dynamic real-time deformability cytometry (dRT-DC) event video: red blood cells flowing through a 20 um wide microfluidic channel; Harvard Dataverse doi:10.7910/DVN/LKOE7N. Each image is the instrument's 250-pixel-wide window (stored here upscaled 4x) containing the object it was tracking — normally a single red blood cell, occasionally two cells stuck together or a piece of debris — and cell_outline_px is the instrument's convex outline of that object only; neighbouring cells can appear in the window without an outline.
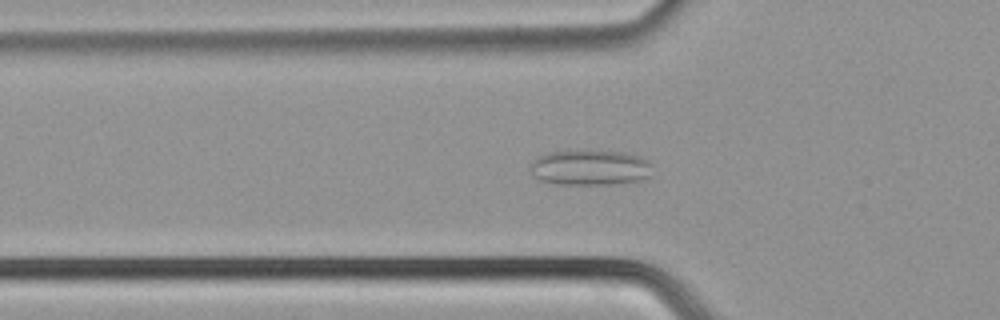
{"species": "common noctule bat (a hibernating species)", "species_latin": "Nyctalus noctula", "temperature_condition": "cold", "stored_images_in_passage": 51, "camera_frame_rate_fps": 3000, "um_per_image_px": 0.085, "animal": {"sex": "male", "body_mass_g": 21.5, "forearm_length_mm": 52.0}, "frame": {"image": 1, "passage_image": 17, "time_ms": 5.333, "image_size_px": [1000, 320], "cell_outline_px": [[652, 164], [648, 176], [644, 180], [616, 184], [556, 184], [540, 180], [532, 176], [528, 168], [532, 160], [536, 156], [548, 152], [584, 148], [624, 152], [640, 156], [648, 160]], "centroid_in_image_um": [50.1, 14.21], "position_along_channel_um": 75.7, "area_um2": 26.3}}
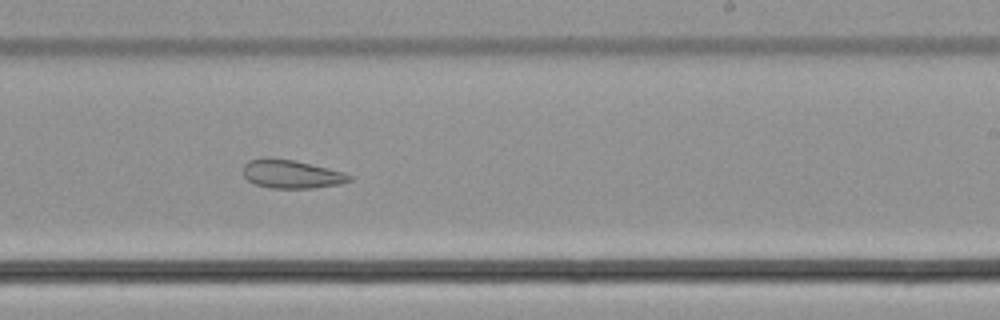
{"frame": {"image": 2, "passage_image": 31, "time_ms": 10.0, "image_size_px": [1000, 320], "cell_outline_px": [[352, 180], [340, 184], [316, 188], [272, 188], [256, 184], [248, 180], [244, 176], [244, 164], [248, 160], [268, 156], [292, 160], [328, 168], [344, 172], [352, 176]], "centroid_in_image_um": [24.77, 14.79], "position_along_channel_um": 264.2, "area_um2": 17.69}}
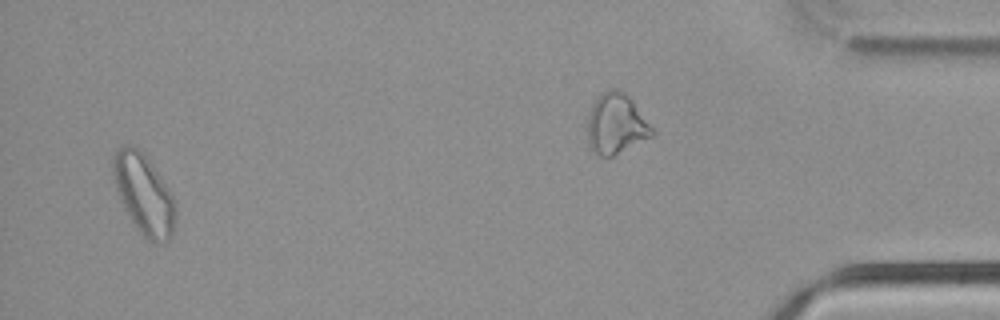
{"frame": {"image": 3, "passage_image": 49, "time_ms": 16.0, "image_size_px": [1000, 320], "cell_outline_px": [[176, 220], [172, 236], [168, 240], [156, 244], [148, 240], [136, 228], [128, 216], [120, 200], [112, 176], [112, 156], [116, 148], [124, 144], [132, 144], [140, 148], [152, 164], [172, 196], [176, 204]], "centroid_in_image_um": [12.2, 16.48], "position_along_channel_um": 423.0, "area_um2": 29.54}}